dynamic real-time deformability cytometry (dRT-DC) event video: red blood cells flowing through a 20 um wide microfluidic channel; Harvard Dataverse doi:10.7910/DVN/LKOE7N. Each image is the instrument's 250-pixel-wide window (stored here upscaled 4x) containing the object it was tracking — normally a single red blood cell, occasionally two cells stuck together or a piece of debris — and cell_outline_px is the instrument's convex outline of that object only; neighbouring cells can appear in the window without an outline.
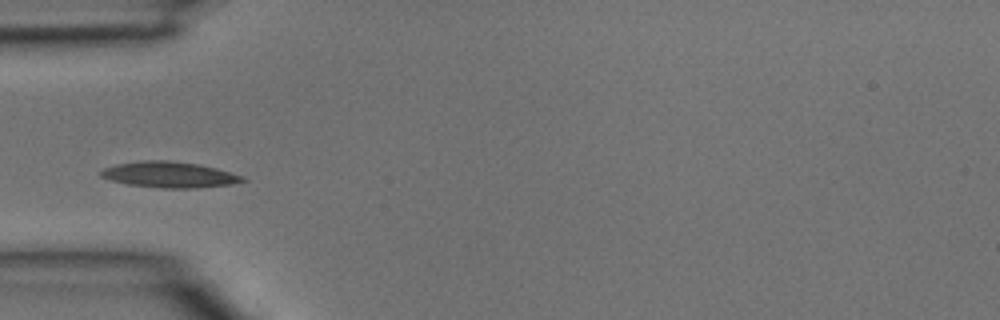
{"species": "common noctule bat (a hibernating species)", "species_latin": "Nyctalus noctula", "temperature_condition": "room temperature", "stored_images_in_passage": 3, "camera_frame_rate_fps": 3000, "um_per_image_px": 0.085, "animal": {"sex": "male", "body_mass_g": 15.6}, "frame": {"image": 1, "passage_image": 3, "time_ms": 0.667, "image_size_px": [1000, 320], "cell_outline_px": [[248, 180], [232, 184], [196, 188], [160, 188], [128, 184], [112, 180], [100, 176], [100, 172], [104, 168], [116, 164], [144, 160], [168, 160], [200, 164], [216, 168], [244, 176]], "centroid_in_image_um": [14.43, 14.84], "position_along_channel_um": 70.6, "area_um2": 21.39}}